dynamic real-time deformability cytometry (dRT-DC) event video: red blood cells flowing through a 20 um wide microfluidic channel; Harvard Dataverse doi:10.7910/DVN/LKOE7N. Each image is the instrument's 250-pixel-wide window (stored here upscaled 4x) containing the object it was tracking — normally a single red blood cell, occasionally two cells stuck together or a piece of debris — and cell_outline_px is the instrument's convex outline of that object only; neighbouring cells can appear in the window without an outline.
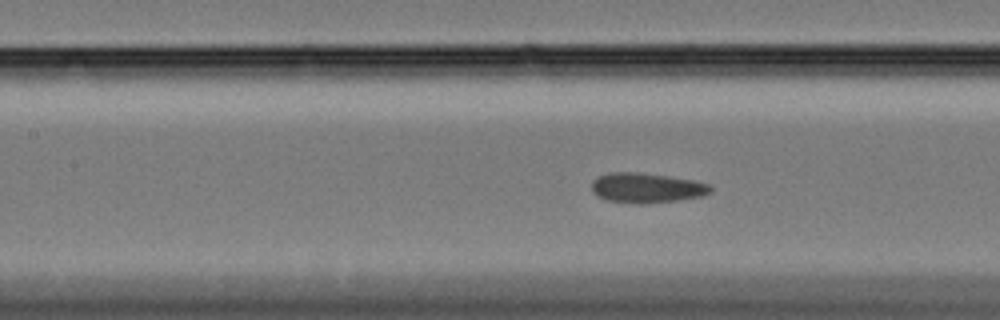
{"species": "Egyptian fruit bat (a non-hibernating species)", "species_latin": "Rousettus aegyptiacus", "temperature_condition": "cold", "stored_images_in_passage": 42, "camera_frame_rate_fps": 3000, "um_per_image_px": 0.085, "animal": {"sex": "female"}, "frame": {"image": 1, "passage_image": 15, "time_ms": 4.667, "image_size_px": [1000, 320], "cell_outline_px": [[712, 192], [704, 196], [680, 200], [648, 204], [636, 204], [608, 200], [596, 196], [592, 192], [592, 180], [596, 176], [608, 172], [640, 172], [668, 176], [692, 180], [712, 184]], "centroid_in_image_um": [54.96, 15.97], "position_along_channel_um": 152.4, "area_um2": 21.21}}
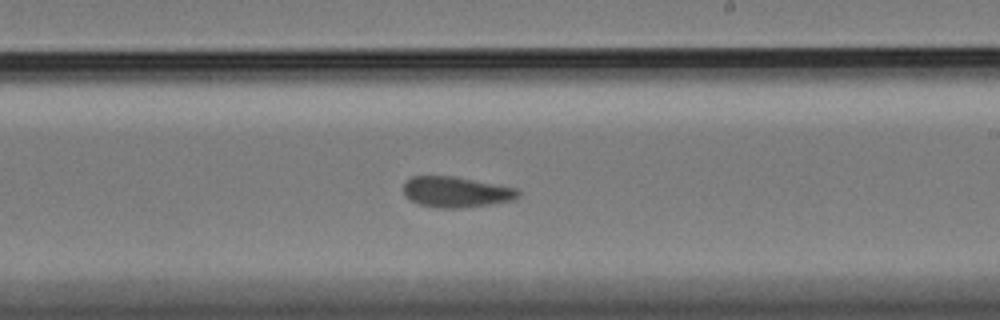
{"frame": {"image": 2, "passage_image": 24, "time_ms": 7.667, "image_size_px": [1000, 320], "cell_outline_px": [[520, 192], [512, 200], [492, 204], [460, 208], [440, 208], [420, 204], [404, 196], [404, 184], [412, 176], [456, 176], [516, 188]], "centroid_in_image_um": [38.76, 16.31], "position_along_channel_um": 250.2, "area_um2": 20.35}}
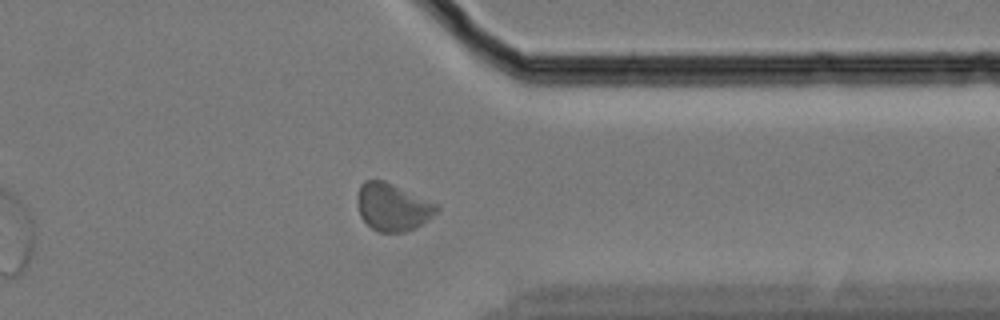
{"frame": {"image": 3, "passage_image": 36, "time_ms": 11.667, "image_size_px": [1000, 320], "cell_outline_px": [[440, 208], [432, 216], [416, 228], [404, 232], [376, 232], [360, 216], [356, 200], [360, 184], [364, 180], [384, 180], [440, 204]], "centroid_in_image_um": [33.38, 17.59], "position_along_channel_um": 378.0, "area_um2": 22.2}, "authors_computed_cell_mechanics": {"area_um2": 20.519, "velocity_mm_per_s": 3.2755, "shape_relaxation_time_tau1_ms": null, "shape_relaxation_time_tau2_ms": 1.8946, "deformation_change_tau1": null, "deformation_change_tau2": 0.0592}}